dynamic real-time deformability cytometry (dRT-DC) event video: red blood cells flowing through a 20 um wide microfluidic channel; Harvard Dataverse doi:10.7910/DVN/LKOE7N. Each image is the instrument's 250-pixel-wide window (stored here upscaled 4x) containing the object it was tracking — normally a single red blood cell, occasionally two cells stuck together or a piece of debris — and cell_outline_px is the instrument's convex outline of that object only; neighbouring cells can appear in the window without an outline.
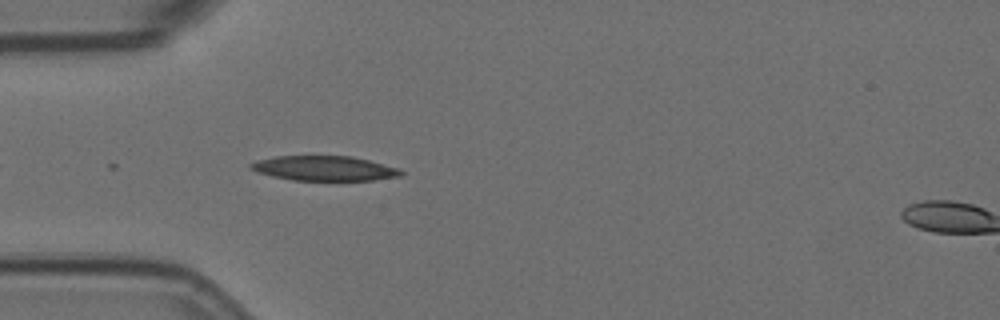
{"species": "Egyptian fruit bat (a non-hibernating species)", "species_latin": "Rousettus aegyptiacus", "temperature_condition": "room temperature", "stored_images_in_passage": 5, "segment_of_instrument_passage": [1, 2], "camera_frame_rate_fps": 3000, "um_per_image_px": 0.085, "animal": {"sex": "female"}, "frame": {"image": 1, "passage_image": 4, "time_ms": 1.0, "image_size_px": [1000, 320], "cell_outline_px": [[404, 176], [372, 180], [292, 180], [272, 176], [256, 172], [248, 168], [248, 164], [256, 160], [276, 156], [352, 156], [400, 168], [404, 172]], "centroid_in_image_um": [27.56, 14.31], "position_along_channel_um": 57.4, "area_um2": 21.91}}